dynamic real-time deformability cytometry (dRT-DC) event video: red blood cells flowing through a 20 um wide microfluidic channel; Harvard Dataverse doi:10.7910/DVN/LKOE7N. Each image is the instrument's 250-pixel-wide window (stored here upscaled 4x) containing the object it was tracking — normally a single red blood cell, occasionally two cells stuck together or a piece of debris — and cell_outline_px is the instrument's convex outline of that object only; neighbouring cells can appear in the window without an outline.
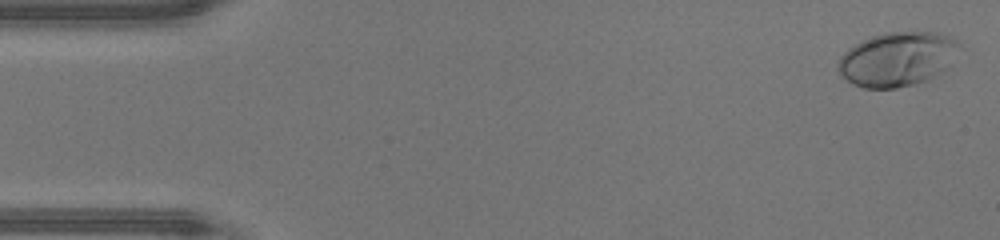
{"species": "human", "species_latin": "Homo sapiens", "temperature_condition": "warm", "stored_images_in_passage": 48, "camera_frame_rate_fps": 3000, "um_per_image_px": 0.085, "donor": {"sex": "male"}, "frame": {"image": 1, "passage_image": 2, "time_ms": 0.333, "image_size_px": [1000, 240], "cell_outline_px": [[960, 44], [948, 68], [928, 80], [896, 88], [864, 88], [852, 84], [840, 76], [836, 68], [836, 64], [840, 56], [848, 48], [872, 36], [884, 32], [940, 32], [956, 40]], "centroid_in_image_um": [76.23, 5.03], "position_along_channel_um": 8.8, "area_um2": 38.49}}
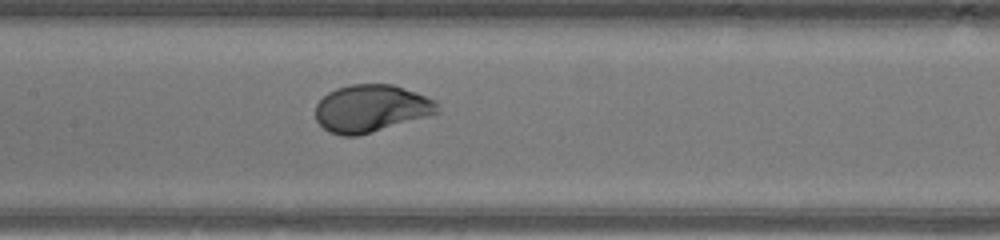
{"frame": {"image": 2, "passage_image": 23, "time_ms": 7.333, "image_size_px": [1000, 240], "cell_outline_px": [[440, 112], [428, 116], [356, 136], [340, 136], [328, 132], [316, 120], [316, 104], [328, 92], [336, 88], [352, 84], [392, 84], [416, 92], [436, 100]], "centroid_in_image_um": [31.53, 9.21], "position_along_channel_um": 175.9, "area_um2": 33.58}}
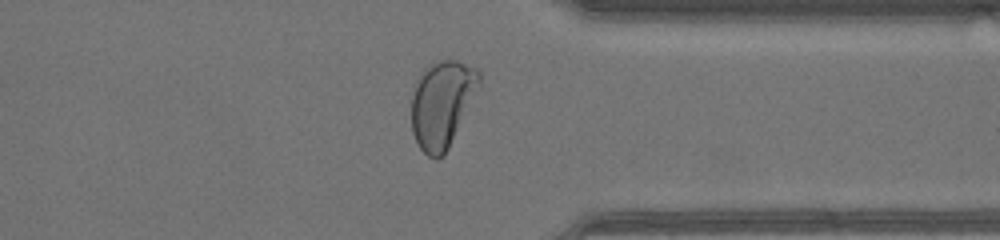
{"frame": {"image": 3, "passage_image": 37, "time_ms": 12.0, "image_size_px": [1000, 240], "cell_outline_px": [[480, 88], [444, 156], [436, 160], [428, 156], [420, 148], [412, 132], [412, 96], [416, 80], [424, 68], [428, 64], [436, 60], [456, 60], [476, 68], [480, 72]], "centroid_in_image_um": [37.58, 8.82], "position_along_channel_um": 373.8, "area_um2": 34.62}, "authors_computed_cell_mechanics": {"area_um2": 34.391, "velocity_mm_per_s": 4.3586, "shape_relaxation_time_tau1_ms": 2.6212, "shape_relaxation_time_tau2_ms": null, "deformation_change_tau1": 0.204, "deformation_change_tau2": null}}